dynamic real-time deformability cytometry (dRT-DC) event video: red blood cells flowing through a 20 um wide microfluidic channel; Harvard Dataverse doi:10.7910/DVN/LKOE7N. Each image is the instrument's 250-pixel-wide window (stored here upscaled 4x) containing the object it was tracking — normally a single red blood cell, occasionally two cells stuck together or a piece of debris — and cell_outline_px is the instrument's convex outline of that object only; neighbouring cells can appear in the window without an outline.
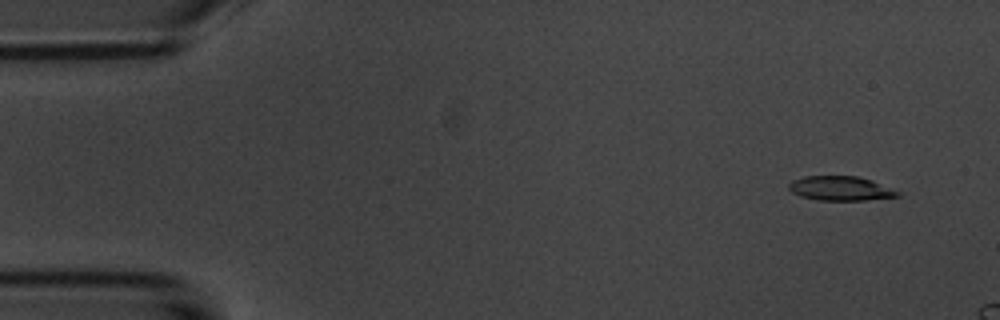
{"species": "common noctule bat (a hibernating species)", "species_latin": "Nyctalus noctula", "temperature_condition": "room temperature", "stored_images_in_passage": 4, "camera_frame_rate_fps": 3000, "um_per_image_px": 0.085, "animal": {"sex": "male", "body_mass_g": 20.1, "forearm_length_mm": 53.5}, "frame": {"image": 1, "passage_image": 1, "time_ms": 0.0, "image_size_px": [1000, 320], "cell_outline_px": [[900, 196], [864, 200], [816, 200], [800, 196], [792, 192], [788, 188], [788, 184], [792, 180], [804, 176], [856, 176], [872, 180], [900, 192]], "centroid_in_image_um": [71.41, 16.01], "position_along_channel_um": 13.6, "area_um2": 15.43}}